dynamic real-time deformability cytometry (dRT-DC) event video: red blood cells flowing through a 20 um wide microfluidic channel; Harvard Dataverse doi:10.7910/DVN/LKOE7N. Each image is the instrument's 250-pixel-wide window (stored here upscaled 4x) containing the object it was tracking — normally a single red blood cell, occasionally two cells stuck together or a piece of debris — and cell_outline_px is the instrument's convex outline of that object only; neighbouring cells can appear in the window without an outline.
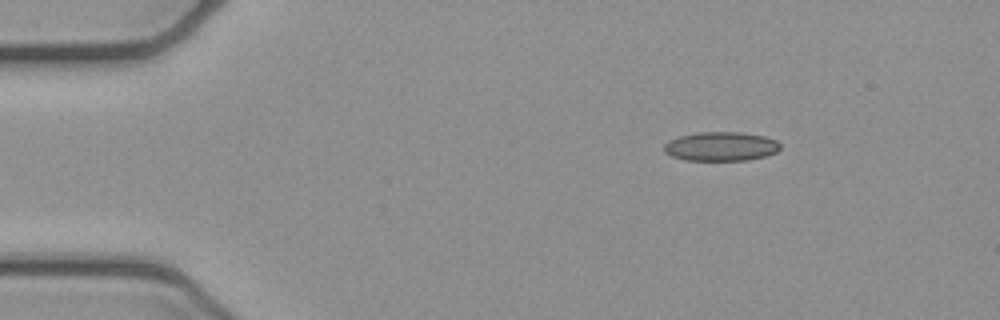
{"species": "common noctule bat (a hibernating species)", "species_latin": "Nyctalus noctula", "temperature_condition": "cold", "stored_images_in_passage": 3, "camera_frame_rate_fps": 3000, "um_per_image_px": 0.085, "animal": {"sex": "female", "body_mass_g": 21.9}, "frame": {"image": 1, "passage_image": 1, "time_ms": 0.0, "image_size_px": [1000, 320], "cell_outline_px": [[780, 148], [776, 152], [764, 156], [748, 160], [684, 160], [672, 156], [664, 152], [664, 144], [668, 140], [680, 136], [700, 132], [740, 132], [764, 136], [776, 140], [780, 144]], "centroid_in_image_um": [61.26, 12.44], "position_along_channel_um": 23.7, "area_um2": 19.65}}